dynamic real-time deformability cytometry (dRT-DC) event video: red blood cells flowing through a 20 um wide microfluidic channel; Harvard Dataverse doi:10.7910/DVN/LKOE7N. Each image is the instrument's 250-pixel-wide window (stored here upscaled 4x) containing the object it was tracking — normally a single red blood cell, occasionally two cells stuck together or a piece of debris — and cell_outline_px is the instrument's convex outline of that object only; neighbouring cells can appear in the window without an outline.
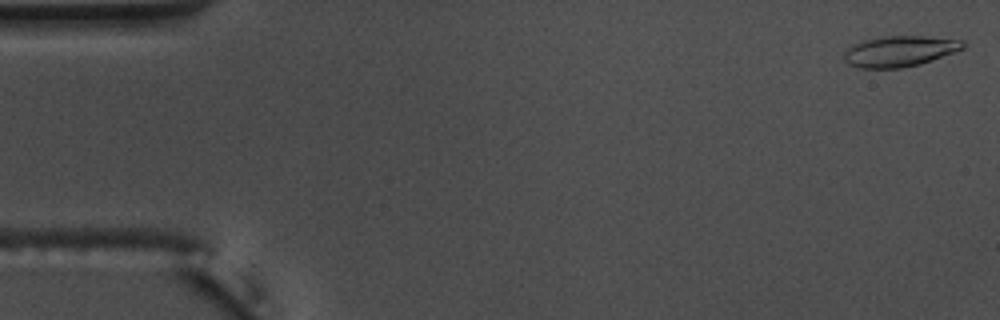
{"species": "common noctule bat (a hibernating species)", "species_latin": "Nyctalus noctula", "temperature_condition": "warm", "stored_images_in_passage": 54, "camera_frame_rate_fps": 3000, "um_per_image_px": 0.085, "animal": {"sex": "male", "body_mass_g": 17.5, "forearm_length_mm": 52.3}, "frame": {"image": 1, "passage_image": 1, "time_ms": 0.0, "image_size_px": [1000, 320], "cell_outline_px": [[964, 48], [932, 60], [920, 64], [900, 68], [860, 68], [848, 64], [844, 60], [844, 52], [852, 44], [864, 40], [884, 36], [924, 36], [964, 40]], "centroid_in_image_um": [76.44, 4.35], "position_along_channel_um": 8.6, "area_um2": 21.27}}
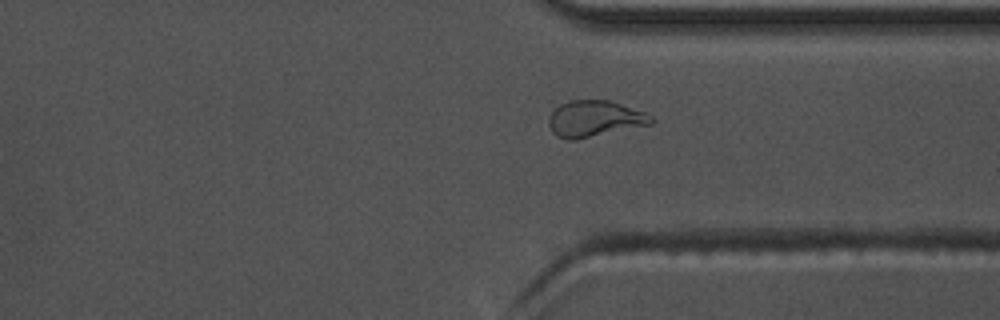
{"frame": {"image": 2, "passage_image": 40, "time_ms": 13.0, "image_size_px": [1000, 320], "cell_outline_px": [[656, 120], [652, 124], [576, 140], [568, 140], [556, 136], [552, 132], [548, 124], [548, 116], [560, 104], [568, 100], [612, 100], [644, 112], [652, 116]], "centroid_in_image_um": [50.54, 10.09], "position_along_channel_um": 360.9, "area_um2": 21.91}}
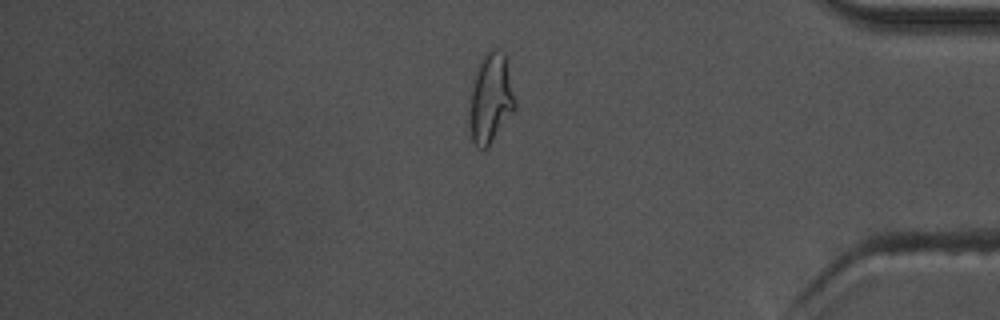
{"frame": {"image": 3, "passage_image": 45, "time_ms": 14.667, "image_size_px": [1000, 320], "cell_outline_px": [[516, 108], [488, 144], [484, 148], [476, 148], [472, 140], [468, 124], [468, 120], [472, 92], [476, 68], [484, 52], [488, 48], [500, 48], [508, 56], [516, 104]], "centroid_in_image_um": [41.72, 8.25], "position_along_channel_um": 393.5, "area_um2": 24.16}, "authors_computed_cell_mechanics": {"area_um2": 20.6635, "velocity_mm_per_s": 3.7479, "shape_relaxation_time_tau1_ms": 7.5848, "shape_relaxation_time_tau2_ms": 2.6142, "deformation_change_tau1": 0.2722, "deformation_change_tau2": 0.0885}}